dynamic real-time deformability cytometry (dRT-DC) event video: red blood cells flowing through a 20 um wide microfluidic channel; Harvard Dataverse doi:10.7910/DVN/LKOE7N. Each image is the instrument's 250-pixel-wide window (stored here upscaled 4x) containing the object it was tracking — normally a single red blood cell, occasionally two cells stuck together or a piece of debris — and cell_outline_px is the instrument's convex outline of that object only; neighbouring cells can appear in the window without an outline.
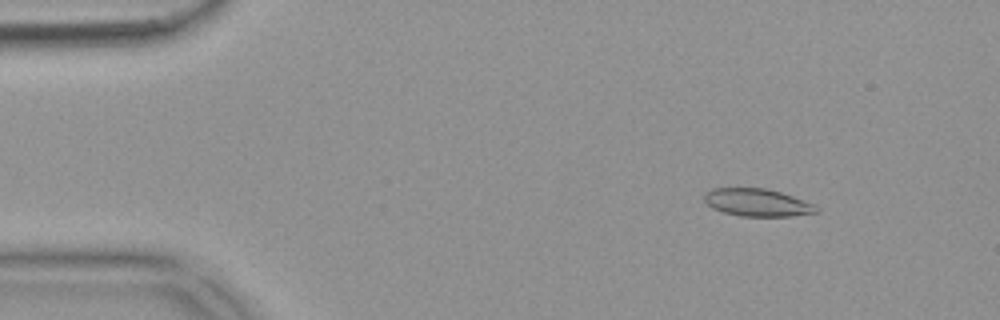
{"species": "common noctule bat (a hibernating species)", "species_latin": "Nyctalus noctula", "temperature_condition": "warm", "stored_images_in_passage": 50, "camera_frame_rate_fps": 3000, "um_per_image_px": 0.085, "animal": {"sex": "female", "body_mass_g": 18.4}, "frame": {"image": 1, "passage_image": 2, "time_ms": 0.333, "image_size_px": [1000, 320], "cell_outline_px": [[820, 212], [792, 216], [740, 216], [724, 212], [712, 208], [704, 200], [704, 192], [712, 188], [768, 188], [816, 204], [820, 208]], "centroid_in_image_um": [64.4, 17.21], "position_along_channel_um": 20.6, "area_um2": 18.21}}
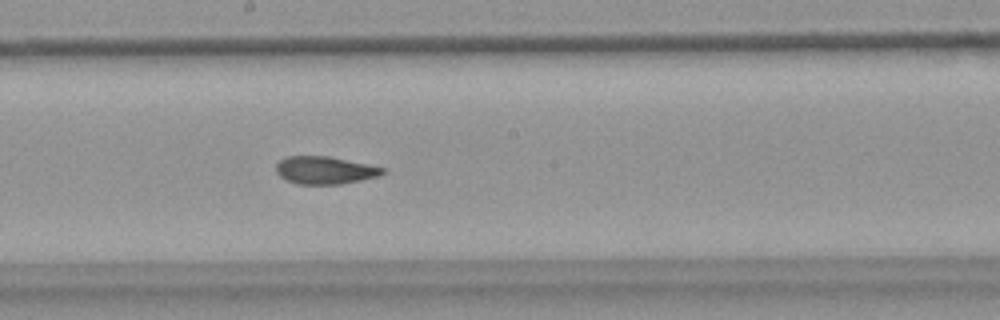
{"frame": {"image": 2, "passage_image": 25, "time_ms": 8.0, "image_size_px": [1000, 320], "cell_outline_px": [[388, 172], [380, 176], [340, 184], [296, 184], [280, 176], [276, 172], [276, 164], [280, 160], [288, 156], [328, 156], [388, 168]], "centroid_in_image_um": [27.67, 14.47], "position_along_channel_um": 220.5, "area_um2": 17.28}}
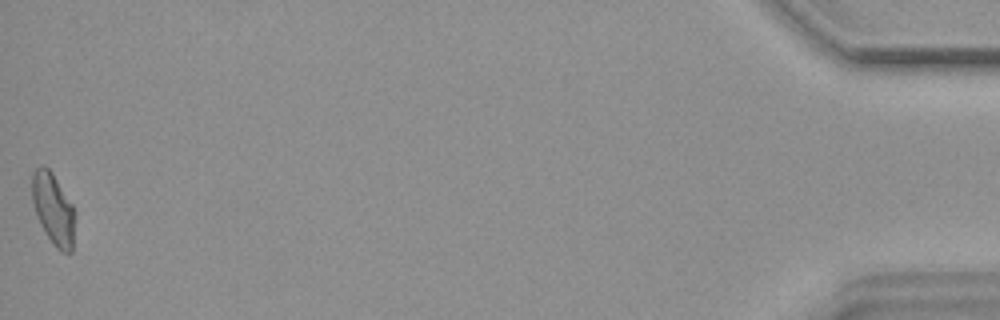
{"frame": {"image": 3, "passage_image": 50, "time_ms": 16.333, "image_size_px": [1000, 320], "cell_outline_px": [[76, 212], [72, 252], [60, 252], [56, 248], [40, 224], [32, 200], [32, 172], [40, 164], [44, 164], [52, 172], [72, 204]], "centroid_in_image_um": [4.54, 17.74], "position_along_channel_um": 430.7, "area_um2": 17.98}, "authors_computed_cell_mechanics": {"area_um2": 18.0625, "velocity_mm_per_s": 3.6876, "shape_relaxation_time_tau1_ms": null, "shape_relaxation_time_tau2_ms": 2.0654, "deformation_change_tau1": null, "deformation_change_tau2": 0.0871}}